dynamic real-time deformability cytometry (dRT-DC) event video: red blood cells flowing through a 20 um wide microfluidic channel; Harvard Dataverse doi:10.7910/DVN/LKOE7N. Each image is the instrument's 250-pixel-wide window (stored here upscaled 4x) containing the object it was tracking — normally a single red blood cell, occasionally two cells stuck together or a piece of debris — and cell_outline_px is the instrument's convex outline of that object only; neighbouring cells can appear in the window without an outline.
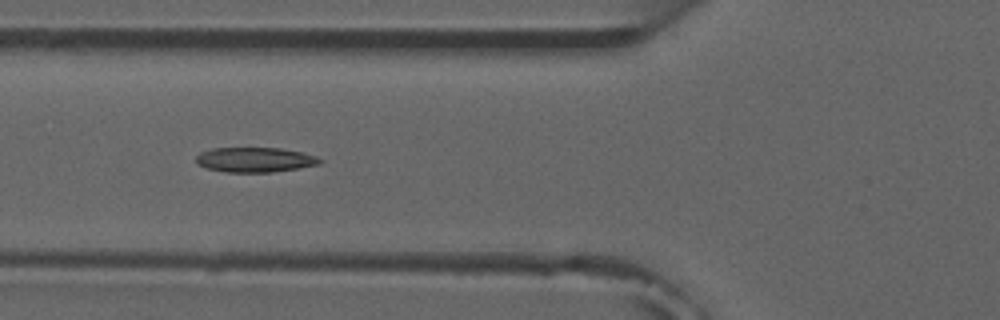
{"species": "common noctule bat (a hibernating species)", "species_latin": "Nyctalus noctula", "temperature_condition": "room temperature", "stored_images_in_passage": 7, "camera_frame_rate_fps": 3000, "um_per_image_px": 0.085, "animal": {"sex": "male", "forearm_length_mm": 52.5}, "frame": {"image": 1, "passage_image": 5, "time_ms": 5.333, "image_size_px": [1000, 320], "cell_outline_px": [[324, 160], [320, 164], [272, 172], [224, 172], [208, 168], [196, 164], [196, 156], [200, 152], [212, 148], [280, 148], [300, 152], [316, 156]], "centroid_in_image_um": [21.65, 13.57], "position_along_channel_um": 104.2, "area_um2": 17.86}}
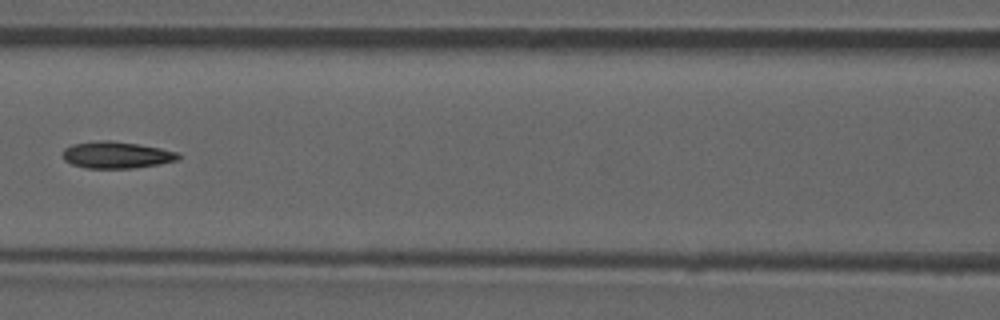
{"frame": {"image": 2, "passage_image": 6, "time_ms": 6.667, "image_size_px": [1000, 320], "cell_outline_px": [[180, 156], [176, 160], [160, 164], [132, 168], [88, 168], [72, 164], [64, 160], [64, 148], [72, 144], [100, 140], [112, 140], [160, 148], [176, 152]], "centroid_in_image_um": [9.88, 13.17], "position_along_channel_um": 156.7, "area_um2": 17.8}}